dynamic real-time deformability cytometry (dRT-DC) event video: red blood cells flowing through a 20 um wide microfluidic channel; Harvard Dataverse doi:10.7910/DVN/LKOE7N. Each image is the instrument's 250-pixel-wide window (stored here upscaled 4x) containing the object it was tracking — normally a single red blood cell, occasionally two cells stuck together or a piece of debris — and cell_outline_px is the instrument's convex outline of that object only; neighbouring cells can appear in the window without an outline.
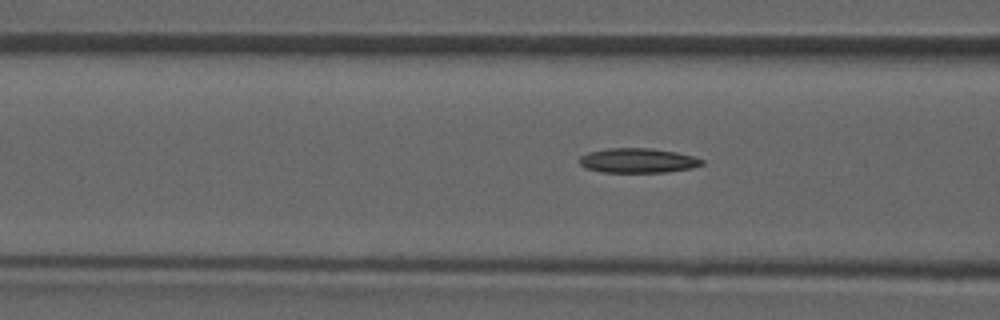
{"species": "common noctule bat (a hibernating species)", "species_latin": "Nyctalus noctula", "temperature_condition": "room temperature", "stored_images_in_passage": 7, "camera_frame_rate_fps": 3000, "um_per_image_px": 0.085, "animal": {"sex": "male", "forearm_length_mm": 52.5}, "frame": {"image": 1, "passage_image": 7, "time_ms": 7.333, "image_size_px": [1000, 320], "cell_outline_px": [[704, 164], [692, 168], [664, 172], [604, 172], [584, 168], [576, 160], [580, 156], [588, 152], [608, 148], [652, 148], [676, 152], [692, 156], [704, 160]], "centroid_in_image_um": [54.18, 13.64], "position_along_channel_um": 112.4, "area_um2": 17.69}}